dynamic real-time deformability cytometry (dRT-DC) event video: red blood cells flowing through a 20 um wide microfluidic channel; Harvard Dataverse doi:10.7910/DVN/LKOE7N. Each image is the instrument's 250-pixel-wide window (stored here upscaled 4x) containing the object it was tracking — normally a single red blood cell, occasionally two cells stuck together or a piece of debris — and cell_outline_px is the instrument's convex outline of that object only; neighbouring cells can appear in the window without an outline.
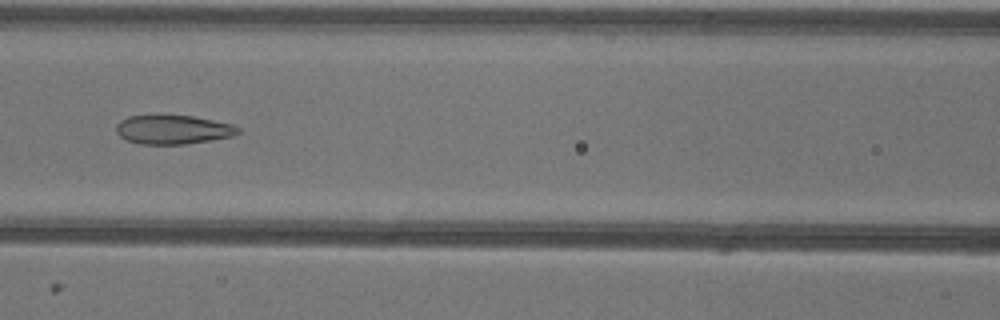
{"species": "common noctule bat (a hibernating species)", "species_latin": "Nyctalus noctula", "temperature_condition": "warm", "stored_images_in_passage": 51, "camera_frame_rate_fps": 3000, "um_per_image_px": 0.085, "animal": {"sex": "female"}, "frame": {"image": 1, "passage_image": 22, "time_ms": 7.0, "image_size_px": [1000, 320], "cell_outline_px": [[240, 132], [232, 136], [212, 140], [184, 144], [140, 144], [124, 140], [116, 132], [116, 124], [120, 120], [128, 116], [192, 116], [232, 124], [240, 128]], "centroid_in_image_um": [14.68, 11.03], "position_along_channel_um": 151.9, "area_um2": 20.52}}
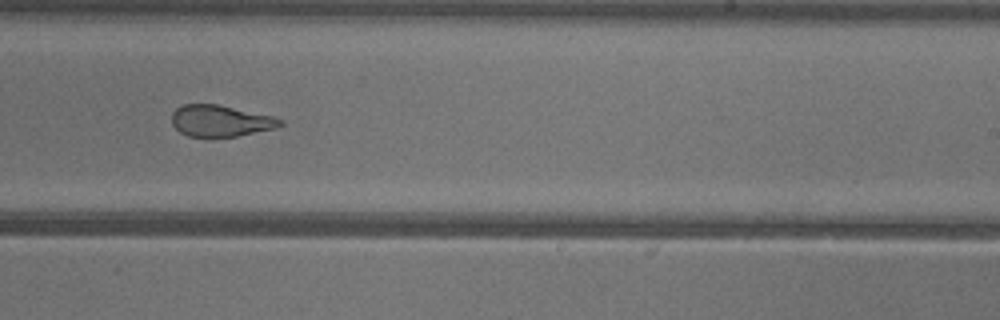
{"frame": {"image": 2, "passage_image": 31, "time_ms": 10.0, "image_size_px": [1000, 320], "cell_outline_px": [[284, 124], [276, 128], [236, 136], [188, 136], [180, 132], [172, 124], [172, 112], [176, 108], [184, 104], [216, 104], [276, 116], [284, 120]], "centroid_in_image_um": [18.78, 10.26], "position_along_channel_um": 270.2, "area_um2": 19.88}}
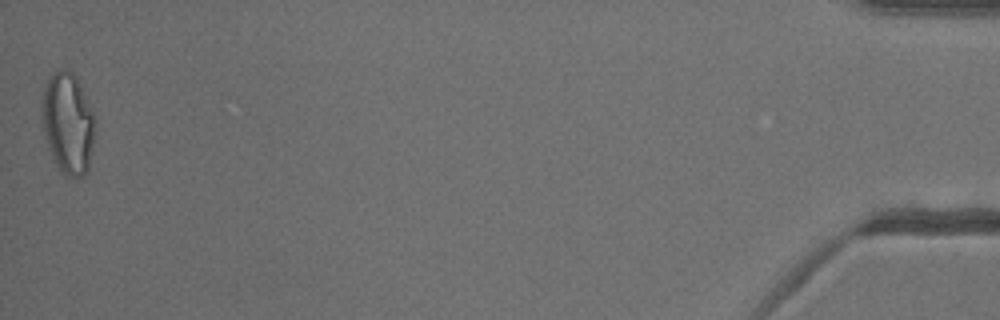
{"frame": {"image": 3, "passage_image": 51, "time_ms": 16.667, "image_size_px": [1000, 320], "cell_outline_px": [[96, 124], [92, 152], [88, 172], [84, 176], [76, 180], [64, 176], [60, 172], [48, 148], [40, 116], [40, 100], [48, 76], [56, 68], [68, 68], [76, 76], [96, 120]], "centroid_in_image_um": [5.75, 10.48], "position_along_channel_um": 429.4, "area_um2": 32.48}, "authors_computed_cell_mechanics": {"area_um2": 24.6806, "velocity_mm_per_s": 3.9599, "shape_relaxation_time_tau1_ms": null, "shape_relaxation_time_tau2_ms": 1.741, "deformation_change_tau1": null, "deformation_change_tau2": 0.1084}}